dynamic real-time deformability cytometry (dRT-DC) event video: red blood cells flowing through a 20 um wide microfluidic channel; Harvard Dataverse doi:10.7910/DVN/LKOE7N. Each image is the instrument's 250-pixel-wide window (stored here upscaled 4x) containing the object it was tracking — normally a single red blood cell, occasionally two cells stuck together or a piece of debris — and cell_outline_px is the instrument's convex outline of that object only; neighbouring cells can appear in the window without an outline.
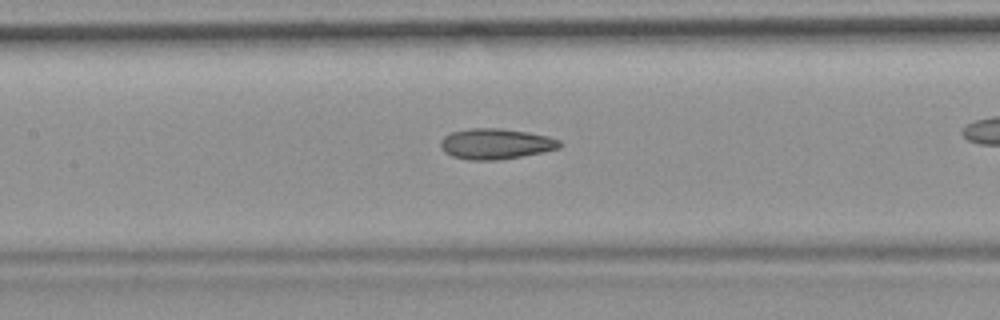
{"species": "common noctule bat (a hibernating species)", "species_latin": "Nyctalus noctula", "temperature_condition": "room temperature", "stored_images_in_passage": 43, "camera_frame_rate_fps": 3000, "um_per_image_px": 0.085, "animal": {"sex": "female", "body_mass_g": 19.9}, "frame": {"image": 1, "passage_image": 25, "time_ms": 8.0, "image_size_px": [1000, 320], "cell_outline_px": [[564, 144], [560, 148], [520, 156], [496, 160], [468, 160], [452, 156], [444, 152], [440, 148], [440, 140], [444, 136], [452, 132], [468, 128], [500, 128], [528, 132], [548, 136], [560, 140]], "centroid_in_image_um": [42.12, 12.22], "position_along_channel_um": 165.3, "area_um2": 21.33}}